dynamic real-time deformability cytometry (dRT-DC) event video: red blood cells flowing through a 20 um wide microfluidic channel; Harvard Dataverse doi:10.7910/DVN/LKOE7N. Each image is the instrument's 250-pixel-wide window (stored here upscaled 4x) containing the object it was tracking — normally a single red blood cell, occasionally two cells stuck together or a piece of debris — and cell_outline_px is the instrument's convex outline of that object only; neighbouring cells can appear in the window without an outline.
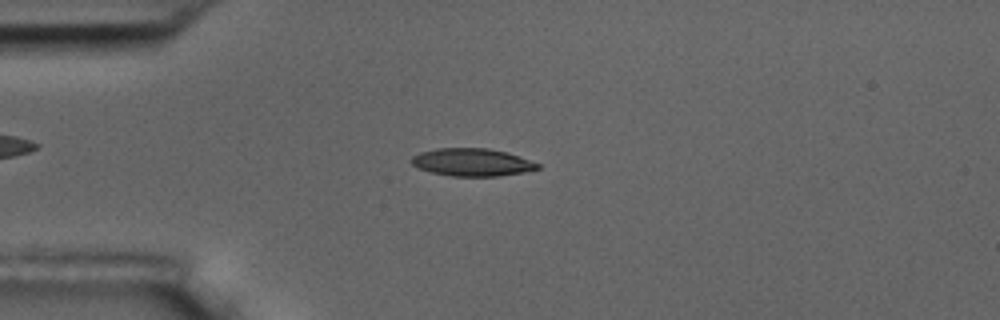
{"species": "common noctule bat (a hibernating species)", "species_latin": "Nyctalus noctula", "temperature_condition": "room temperature", "stored_images_in_passage": 9, "camera_frame_rate_fps": 3000, "um_per_image_px": 0.085, "animal": {"sex": "male", "body_mass_g": 17.5, "forearm_length_mm": 52.3}, "frame": {"image": 1, "passage_image": 2, "time_ms": 2.0, "image_size_px": [1000, 320], "cell_outline_px": [[540, 168], [524, 172], [500, 176], [452, 176], [432, 172], [420, 168], [412, 164], [408, 160], [412, 156], [420, 152], [436, 148], [488, 148], [504, 152], [540, 164]], "centroid_in_image_um": [40.08, 13.79], "position_along_channel_um": 44.9, "area_um2": 20.17}}
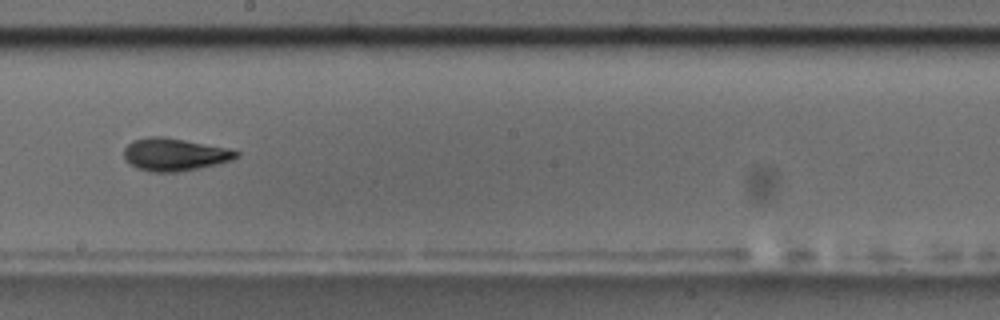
{"frame": {"image": 2, "passage_image": 7, "time_ms": 7.667, "image_size_px": [1000, 320], "cell_outline_px": [[240, 156], [232, 160], [216, 164], [176, 172], [152, 172], [136, 168], [124, 160], [124, 148], [132, 140], [148, 136], [164, 136], [228, 148], [240, 152]], "centroid_in_image_um": [14.81, 13.12], "position_along_channel_um": 233.4, "area_um2": 21.44}}
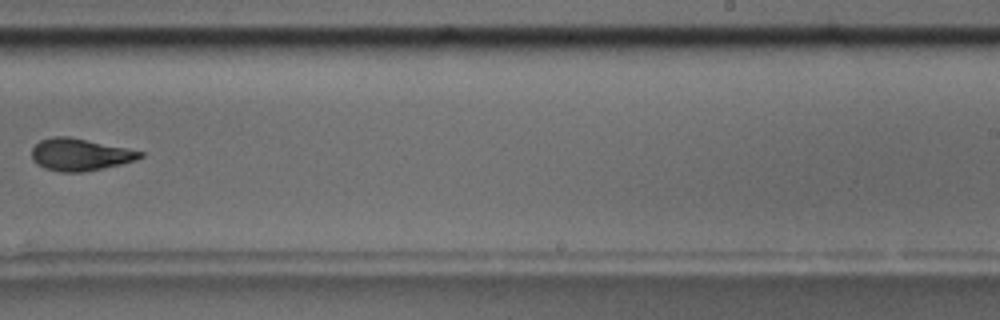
{"frame": {"image": 3, "passage_image": 8, "time_ms": 9.0, "image_size_px": [1000, 320], "cell_outline_px": [[144, 156], [136, 160], [104, 168], [80, 172], [60, 172], [44, 168], [36, 164], [32, 160], [32, 148], [40, 140], [52, 136], [72, 136], [128, 148], [144, 152]], "centroid_in_image_um": [6.79, 13.12], "position_along_channel_um": 282.2, "area_um2": 20.58}}